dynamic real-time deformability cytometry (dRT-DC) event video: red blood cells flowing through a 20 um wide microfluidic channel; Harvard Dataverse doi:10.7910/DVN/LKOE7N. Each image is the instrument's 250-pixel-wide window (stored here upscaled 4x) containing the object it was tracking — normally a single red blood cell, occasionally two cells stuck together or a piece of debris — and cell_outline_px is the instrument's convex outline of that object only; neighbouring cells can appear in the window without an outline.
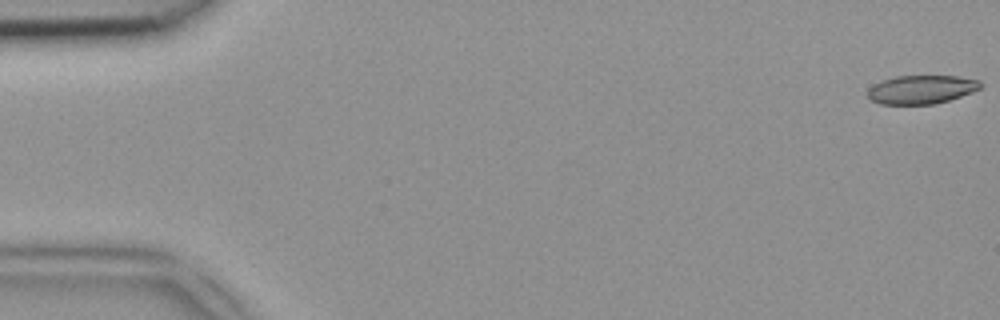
{"species": "common noctule bat (a hibernating species)", "species_latin": "Nyctalus noctula", "temperature_condition": "room temperature", "stored_images_in_passage": 16, "camera_frame_rate_fps": 3000, "um_per_image_px": 0.085, "animal": {"sex": "female", "body_mass_g": 18.4}, "frame": {"image": 1, "passage_image": 1, "time_ms": 0.0, "image_size_px": [1000, 320], "cell_outline_px": [[984, 84], [980, 88], [972, 92], [936, 104], [880, 104], [872, 100], [868, 96], [868, 88], [884, 80], [896, 76], [960, 76], [980, 80]], "centroid_in_image_um": [78.36, 7.6], "position_along_channel_um": 6.6, "area_um2": 18.73}}